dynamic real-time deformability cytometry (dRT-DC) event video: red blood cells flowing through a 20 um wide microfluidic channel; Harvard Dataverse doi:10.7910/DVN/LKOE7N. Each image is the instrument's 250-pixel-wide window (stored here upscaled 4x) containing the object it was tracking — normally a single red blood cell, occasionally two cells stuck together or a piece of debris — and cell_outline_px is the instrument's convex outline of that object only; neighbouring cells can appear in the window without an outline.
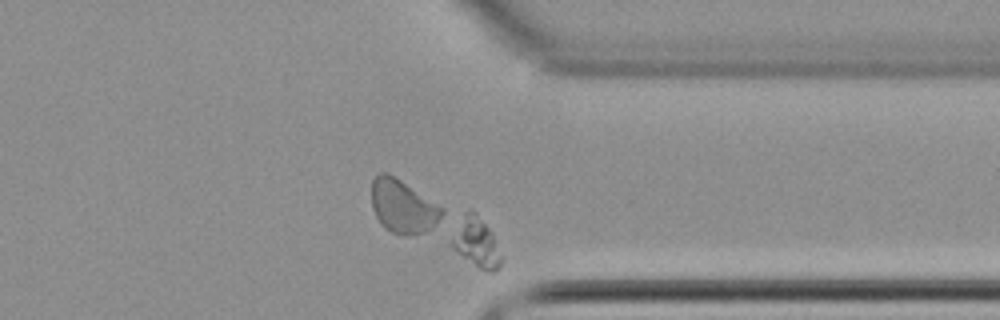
{"species": "common noctule bat (a hibernating species)", "species_latin": "Nyctalus noctula", "temperature_condition": "cold", "stored_images_in_passage": 42, "camera_frame_rate_fps": 3000, "um_per_image_px": 0.085, "animal": {"sex": "female", "body_mass_g": 22.7, "forearm_length_mm": 54.2}, "frame": {"image": 1, "passage_image": 30, "time_ms": 9.667, "image_size_px": [1000, 320], "cell_outline_px": [[500, 264], [492, 272], [488, 272], [480, 268], [464, 256], [452, 244], [452, 240], [460, 212], [468, 208], [472, 208], [476, 212], [492, 232], [500, 256]], "centroid_in_image_um": [40.47, 20.48], "position_along_channel_um": 370.9, "area_um2": 13.87}}